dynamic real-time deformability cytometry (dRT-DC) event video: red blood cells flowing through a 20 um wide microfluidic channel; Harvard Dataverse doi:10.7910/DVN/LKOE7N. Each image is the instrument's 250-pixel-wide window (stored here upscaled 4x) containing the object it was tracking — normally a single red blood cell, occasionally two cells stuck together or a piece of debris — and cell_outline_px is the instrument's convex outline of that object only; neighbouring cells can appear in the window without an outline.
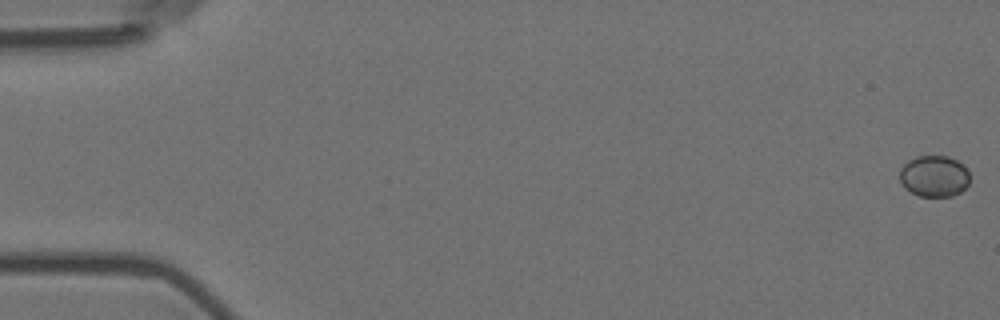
{"species": "Egyptian fruit bat (a non-hibernating species)", "species_latin": "Rousettus aegyptiacus", "temperature_condition": "room temperature", "stored_images_in_passage": 58, "camera_frame_rate_fps": 3000, "um_per_image_px": 0.085, "animal": {"sex": "female"}, "frame": {"image": 1, "passage_image": 1, "time_ms": 0.0, "image_size_px": [1000, 320], "cell_outline_px": [[968, 184], [960, 192], [952, 196], [920, 196], [904, 188], [900, 180], [900, 168], [908, 160], [916, 156], [948, 156], [964, 164], [968, 168]], "centroid_in_image_um": [79.4, 14.96], "position_along_channel_um": 5.6, "area_um2": 16.94}}
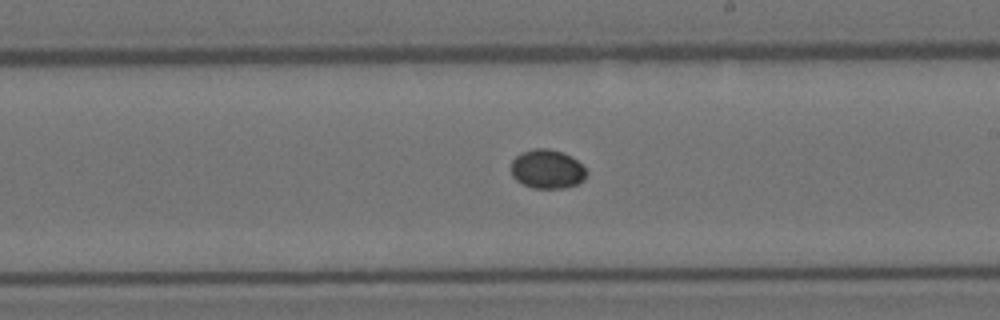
{"frame": {"image": 2, "passage_image": 34, "time_ms": 11.0, "image_size_px": [1000, 320], "cell_outline_px": [[588, 172], [584, 180], [576, 184], [564, 188], [532, 188], [516, 180], [512, 176], [512, 160], [520, 152], [532, 148], [548, 148], [560, 152], [576, 160]], "centroid_in_image_um": [46.49, 14.37], "position_along_channel_um": 242.5, "area_um2": 17.05}}
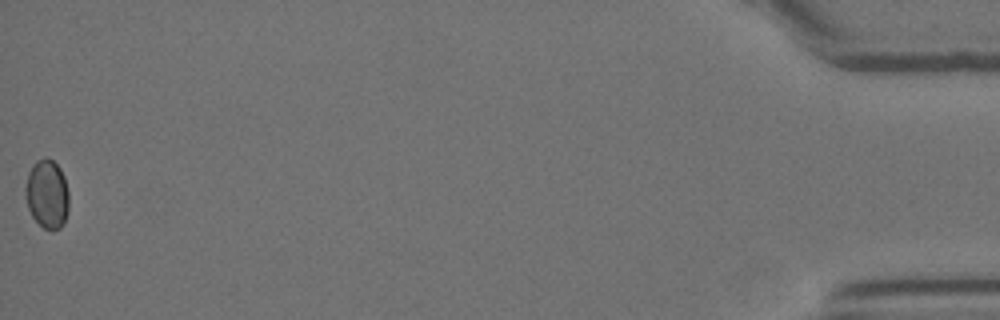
{"frame": {"image": 3, "passage_image": 58, "time_ms": 19.0, "image_size_px": [1000, 320], "cell_outline_px": [[68, 212], [60, 228], [52, 232], [44, 228], [32, 216], [28, 208], [24, 192], [24, 188], [28, 172], [36, 160], [44, 156], [52, 160], [60, 168], [64, 176], [68, 192]], "centroid_in_image_um": [3.99, 16.49], "position_along_channel_um": 431.2, "area_um2": 17.63}}